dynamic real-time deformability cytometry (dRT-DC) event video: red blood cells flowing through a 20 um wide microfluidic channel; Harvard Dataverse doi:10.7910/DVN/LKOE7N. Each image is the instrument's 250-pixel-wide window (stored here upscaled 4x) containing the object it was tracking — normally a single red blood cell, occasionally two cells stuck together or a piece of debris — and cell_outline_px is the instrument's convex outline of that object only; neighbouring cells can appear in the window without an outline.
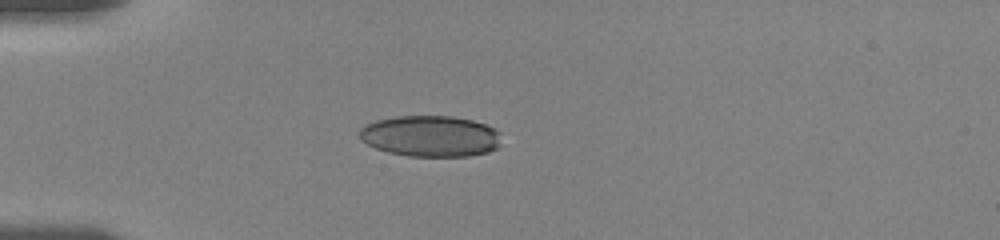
{"species": "human", "species_latin": "Homo sapiens", "temperature_condition": "room temperature", "stored_images_in_passage": 65, "camera_frame_rate_fps": 3000, "um_per_image_px": 0.085, "donor": {"sex": "female"}, "frame": {"image": 1, "passage_image": 1, "time_ms": 0.0, "image_size_px": [1000, 240], "cell_outline_px": [[500, 144], [496, 148], [488, 152], [468, 156], [408, 156], [388, 152], [376, 148], [368, 144], [360, 136], [360, 128], [376, 120], [396, 116], [452, 116], [472, 120], [496, 128], [500, 132]], "centroid_in_image_um": [36.63, 11.57], "position_along_channel_um": 48.4, "area_um2": 33.93}}
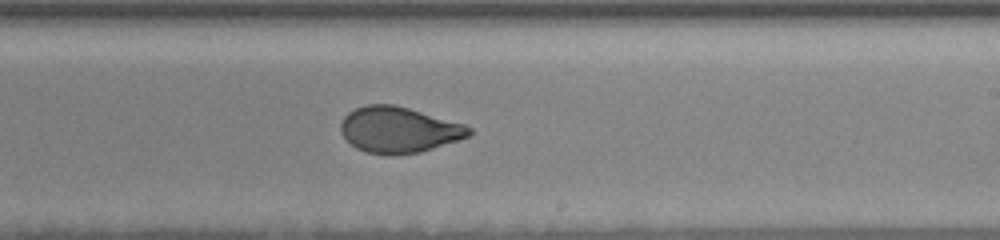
{"frame": {"image": 2, "passage_image": 36, "time_ms": 6.333, "image_size_px": [1000, 240], "cell_outline_px": [[472, 132], [468, 136], [420, 152], [392, 156], [388, 156], [364, 152], [356, 148], [340, 132], [340, 124], [344, 116], [348, 112], [356, 108], [368, 104], [392, 104], [408, 108], [464, 124], [472, 128]], "centroid_in_image_um": [33.85, 11.04], "position_along_channel_um": 255.1, "area_um2": 34.22}}
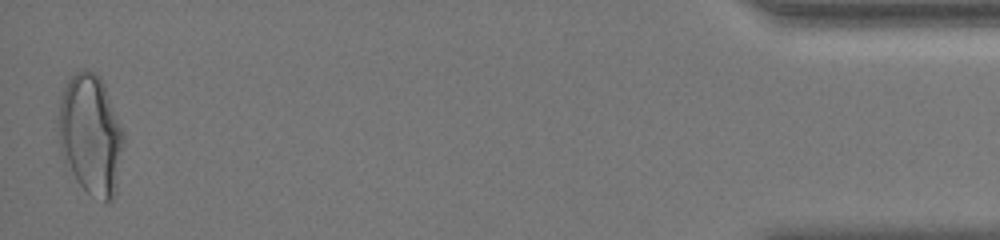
{"frame": {"image": 3, "passage_image": 63, "time_ms": 13.333, "image_size_px": [1000, 240], "cell_outline_px": [[124, 144], [116, 192], [112, 200], [104, 204], [88, 192], [76, 180], [60, 148], [60, 96], [68, 80], [76, 72], [84, 68], [100, 76], [104, 84], [124, 136]], "centroid_in_image_um": [7.74, 11.47], "position_along_channel_um": 427.5, "area_um2": 44.97}, "authors_computed_cell_mechanics": {"area_um2": 35.258, "velocity_mm_per_s": 3.5971, "shape_relaxation_time_tau1_ms": 5.2386, "shape_relaxation_time_tau2_ms": null, "deformation_change_tau1": 0.1629, "deformation_change_tau2": null}}